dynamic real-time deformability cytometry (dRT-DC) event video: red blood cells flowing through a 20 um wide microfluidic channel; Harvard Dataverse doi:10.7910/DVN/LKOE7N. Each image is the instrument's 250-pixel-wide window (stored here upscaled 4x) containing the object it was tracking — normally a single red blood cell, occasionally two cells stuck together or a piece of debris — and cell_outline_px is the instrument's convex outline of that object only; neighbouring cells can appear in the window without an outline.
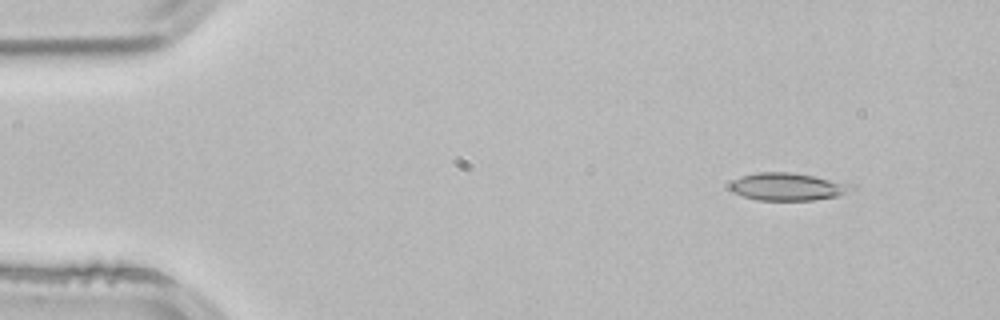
{"species": "common noctule bat (a hibernating species)", "species_latin": "Nyctalus noctula", "temperature_condition": "room temperature", "stored_images_in_passage": 3, "segment_of_instrument_passage": [2, 2], "camera_frame_rate_fps": 3000, "um_per_image_px": 0.085, "animal": {"sex": "male", "body_mass_g": 21.5, "forearm_length_mm": 52.0}, "frame": {"image": 1, "passage_image": 3, "time_ms": 0.667, "image_size_px": [1000, 320], "cell_outline_px": [[856, 188], [840, 196], [812, 200], [756, 200], [732, 192], [728, 188], [728, 184], [732, 180], [740, 176], [760, 172], [792, 172], [856, 184]], "centroid_in_image_um": [66.97, 15.87], "position_along_channel_um": 18.0, "area_um2": 19.88}}